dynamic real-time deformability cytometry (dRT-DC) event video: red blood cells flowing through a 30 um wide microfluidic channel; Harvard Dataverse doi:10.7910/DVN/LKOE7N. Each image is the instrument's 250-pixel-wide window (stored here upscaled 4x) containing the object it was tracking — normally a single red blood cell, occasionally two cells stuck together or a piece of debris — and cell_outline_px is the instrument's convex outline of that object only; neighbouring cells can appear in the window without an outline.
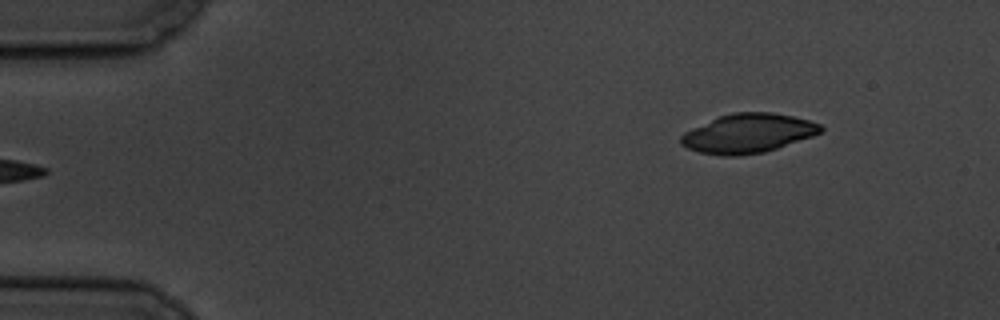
{"species": "common noctule bat (a hibernating species)", "species_latin": "Nyctalus noctula", "temperature_condition": "cold", "stored_images_in_passage": 5, "segment_of_instrument_passage": [2, 2], "camera_frame_rate_fps": 3000, "um_per_image_px": 0.085, "animal": {"sex": "male", "body_mass_g": 19.5, "forearm_length_mm": 54.6}, "frame": {"image": 1, "passage_image": 5, "time_ms": 4.667, "image_size_px": [1000, 320], "cell_outline_px": [[824, 128], [820, 132], [812, 136], [764, 152], [736, 156], [724, 156], [700, 152], [688, 148], [680, 144], [680, 136], [684, 132], [692, 128], [720, 116], [732, 112], [772, 112], [792, 116], [808, 120], [820, 124]], "centroid_in_image_um": [63.56, 11.33], "position_along_channel_um": 21.4, "area_um2": 31.62}}